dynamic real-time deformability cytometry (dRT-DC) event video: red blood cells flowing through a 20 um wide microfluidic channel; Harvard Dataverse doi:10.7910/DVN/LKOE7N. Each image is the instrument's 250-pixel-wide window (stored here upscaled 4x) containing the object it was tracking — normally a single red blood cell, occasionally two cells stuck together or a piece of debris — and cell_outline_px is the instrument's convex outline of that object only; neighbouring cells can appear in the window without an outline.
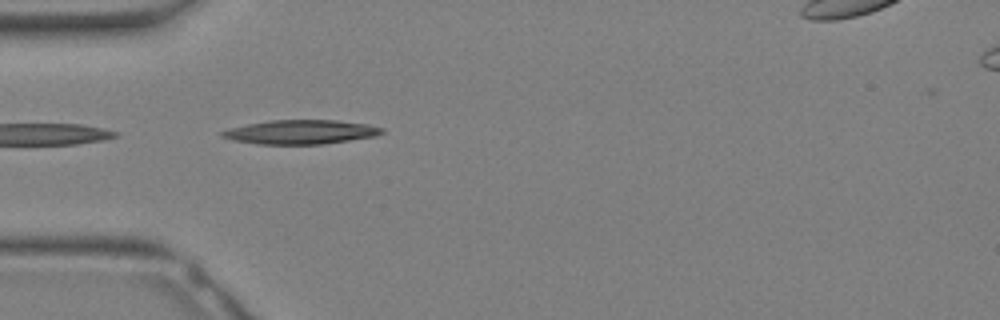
{"species": "Egyptian fruit bat (a non-hibernating species)", "species_latin": "Rousettus aegyptiacus", "temperature_condition": "warm", "stored_images_in_passage": 3, "camera_frame_rate_fps": 3000, "um_per_image_px": 0.085, "animal": {"sex": "female"}, "frame": {"image": 1, "passage_image": 1, "time_ms": 0.0, "image_size_px": [1000, 320], "cell_outline_px": [[384, 132], [376, 136], [324, 144], [256, 144], [232, 140], [220, 136], [220, 132], [228, 128], [248, 124], [272, 120], [336, 120], [368, 124], [384, 128]], "centroid_in_image_um": [25.56, 11.22], "position_along_channel_um": 59.4, "area_um2": 22.54}}
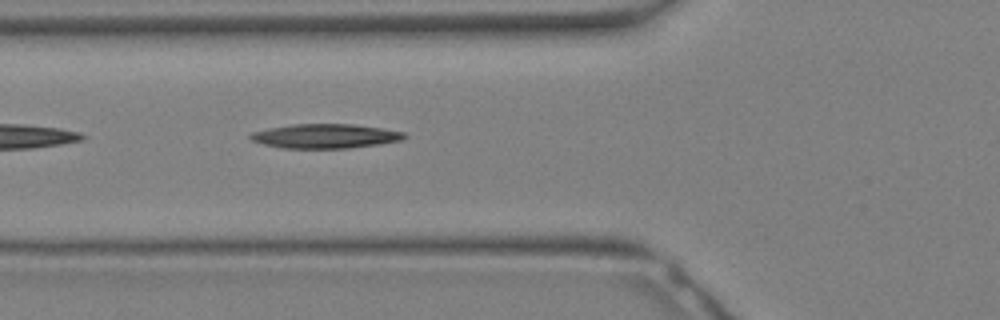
{"frame": {"image": 2, "passage_image": 3, "time_ms": 0.667, "image_size_px": [1000, 320], "cell_outline_px": [[408, 136], [404, 140], [348, 148], [284, 148], [264, 144], [252, 140], [248, 136], [252, 132], [268, 128], [292, 124], [352, 124], [380, 128], [404, 132]], "centroid_in_image_um": [27.65, 11.56], "position_along_channel_um": 98.2, "area_um2": 21.68}}